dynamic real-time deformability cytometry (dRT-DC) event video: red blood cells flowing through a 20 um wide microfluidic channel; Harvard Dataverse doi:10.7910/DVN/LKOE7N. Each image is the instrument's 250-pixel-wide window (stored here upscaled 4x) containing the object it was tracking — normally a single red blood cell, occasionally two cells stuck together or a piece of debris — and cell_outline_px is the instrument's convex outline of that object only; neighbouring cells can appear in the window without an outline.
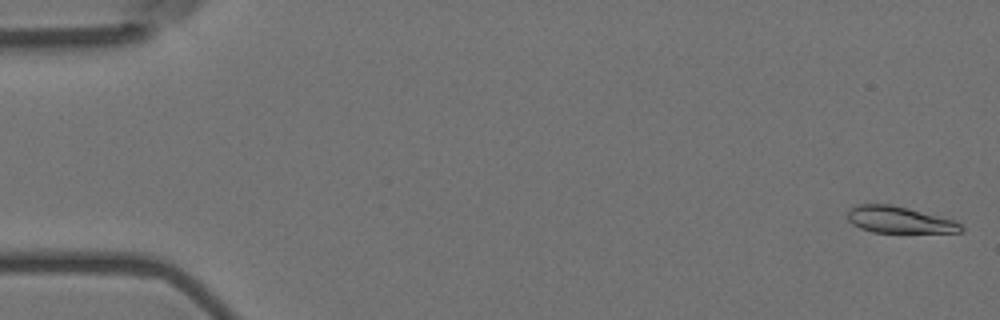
{"species": "Egyptian fruit bat (a non-hibernating species)", "species_latin": "Rousettus aegyptiacus", "temperature_condition": "room temperature", "stored_images_in_passage": 54, "camera_frame_rate_fps": 3000, "um_per_image_px": 0.085, "animal": {"sex": "female"}, "frame": {"image": 1, "passage_image": 1, "time_ms": 0.0, "image_size_px": [1000, 320], "cell_outline_px": [[964, 232], [872, 232], [860, 228], [852, 224], [848, 220], [848, 212], [856, 204], [892, 204], [956, 220], [964, 228]], "centroid_in_image_um": [76.45, 18.68], "position_along_channel_um": 8.5, "area_um2": 17.57}}
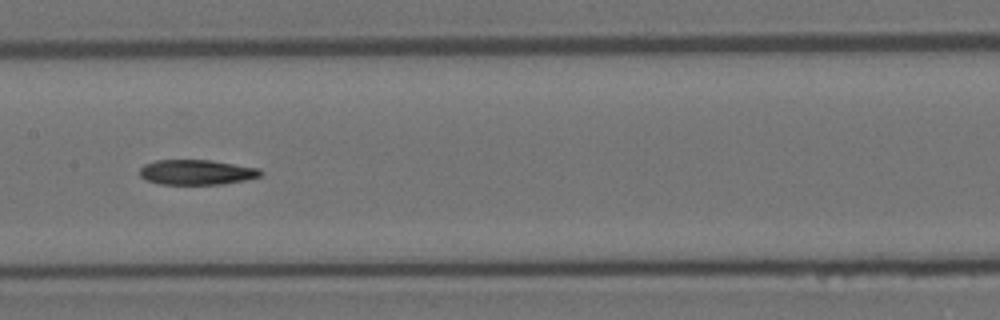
{"frame": {"image": 2, "passage_image": 27, "time_ms": 8.667, "image_size_px": [1000, 320], "cell_outline_px": [[264, 172], [260, 176], [244, 180], [220, 184], [160, 184], [144, 180], [140, 176], [140, 168], [144, 164], [156, 160], [212, 160], [260, 168]], "centroid_in_image_um": [16.7, 14.63], "position_along_channel_um": 190.7, "area_um2": 17.74}}
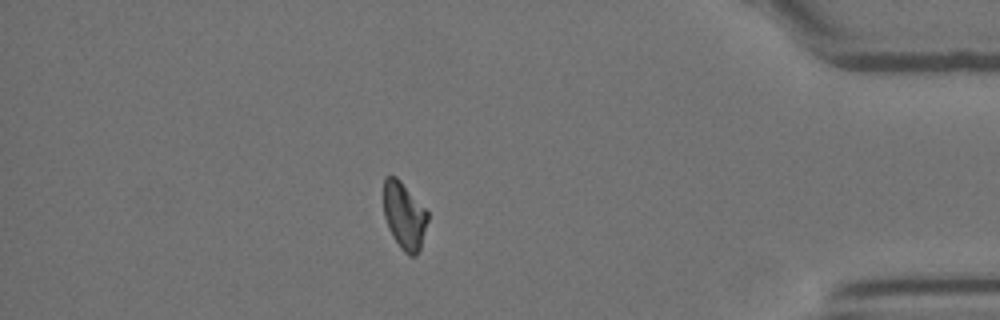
{"frame": {"image": 3, "passage_image": 47, "time_ms": 15.333, "image_size_px": [1000, 320], "cell_outline_px": [[428, 220], [420, 248], [416, 256], [408, 256], [400, 248], [392, 236], [388, 228], [384, 216], [384, 176], [396, 176], [400, 180], [428, 212]], "centroid_in_image_um": [34.35, 18.35], "position_along_channel_um": 400.8, "area_um2": 17.22}}